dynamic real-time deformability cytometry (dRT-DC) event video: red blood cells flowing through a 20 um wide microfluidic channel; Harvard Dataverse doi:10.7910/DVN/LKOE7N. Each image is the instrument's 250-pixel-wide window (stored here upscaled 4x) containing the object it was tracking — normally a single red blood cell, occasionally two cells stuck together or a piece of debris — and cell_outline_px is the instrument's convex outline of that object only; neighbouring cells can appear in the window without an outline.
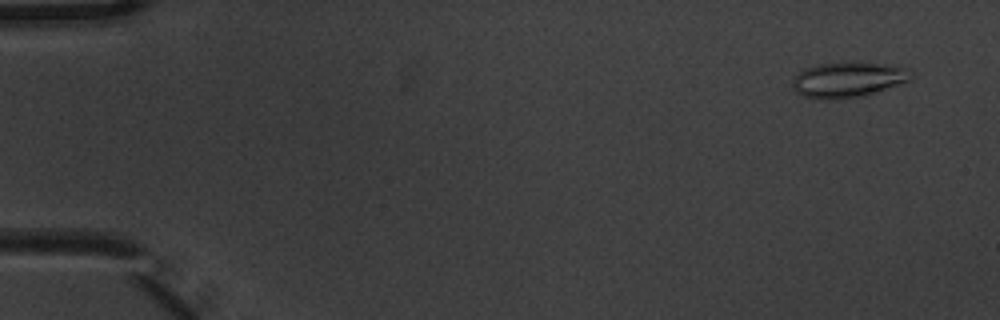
{"species": "common noctule bat (a hibernating species)", "species_latin": "Nyctalus noctula", "temperature_condition": "warm", "stored_images_in_passage": 5, "camera_frame_rate_fps": 3000, "um_per_image_px": 0.085, "animal": {"sex": "male", "body_mass_g": 20.1, "forearm_length_mm": 53.5}, "frame": {"image": 1, "passage_image": 1, "time_ms": 0.0, "image_size_px": [1000, 320], "cell_outline_px": [[916, 72], [912, 80], [904, 84], [860, 96], [828, 100], [824, 100], [804, 96], [796, 92], [792, 88], [792, 80], [804, 68], [820, 64], [884, 64], [904, 68]], "centroid_in_image_um": [72.12, 6.8], "position_along_channel_um": 12.9, "area_um2": 24.04}}
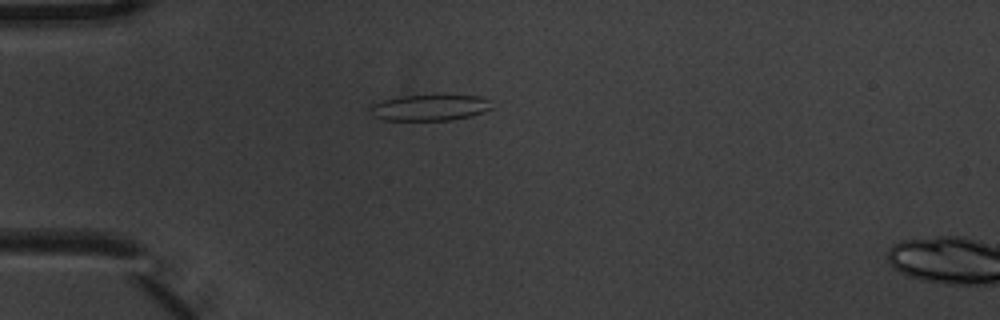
{"frame": {"image": 2, "passage_image": 4, "time_ms": 1.0, "image_size_px": [1000, 320], "cell_outline_px": [[492, 108], [484, 112], [472, 116], [452, 120], [384, 120], [372, 116], [368, 112], [368, 108], [372, 104], [384, 100], [400, 96], [444, 92], [480, 96], [488, 100]], "centroid_in_image_um": [36.54, 9.1], "position_along_channel_um": 48.5, "area_um2": 19.54}}